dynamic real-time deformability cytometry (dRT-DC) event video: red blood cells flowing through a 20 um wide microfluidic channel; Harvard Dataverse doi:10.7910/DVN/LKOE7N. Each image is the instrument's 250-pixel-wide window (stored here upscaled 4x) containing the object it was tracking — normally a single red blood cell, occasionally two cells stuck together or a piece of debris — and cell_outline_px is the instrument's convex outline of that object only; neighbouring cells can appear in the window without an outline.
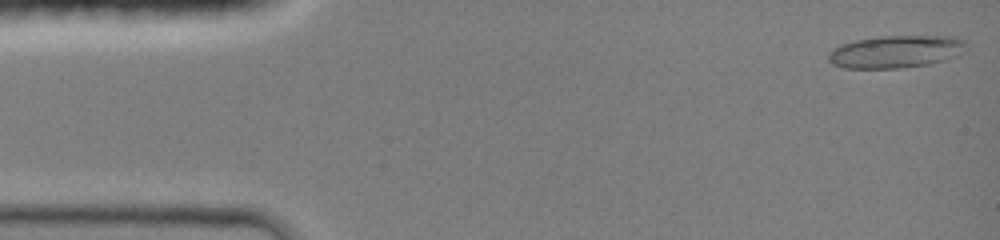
{"species": "common noctule bat (a hibernating species)", "species_latin": "Nyctalus noctula", "temperature_condition": "room temperature", "stored_images_in_passage": 38, "camera_frame_rate_fps": 3000, "um_per_image_px": 0.085, "animal": {"sex": "female", "body_mass_g": 19.0, "forearm_length_mm": 51.5}, "frame": {"image": 1, "passage_image": 1, "time_ms": 0.0, "image_size_px": [1000, 240], "cell_outline_px": [[968, 48], [952, 56], [928, 64], [900, 68], [844, 68], [832, 64], [828, 60], [828, 52], [832, 48], [840, 44], [856, 40], [880, 36], [952, 36], [964, 40], [968, 44]], "centroid_in_image_um": [76.09, 4.38], "position_along_channel_um": 8.9, "area_um2": 26.01}}
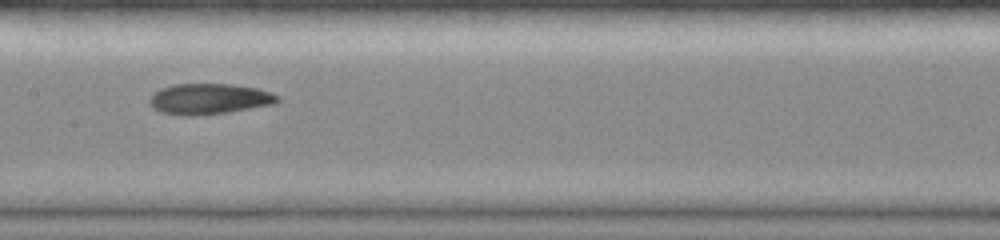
{"frame": {"image": 2, "passage_image": 22, "time_ms": 7.0, "image_size_px": [1000, 240], "cell_outline_px": [[280, 100], [272, 104], [228, 112], [196, 116], [180, 116], [160, 112], [152, 108], [148, 104], [148, 100], [160, 88], [176, 84], [232, 84], [256, 88], [272, 92], [280, 96]], "centroid_in_image_um": [17.75, 8.42], "position_along_channel_um": 189.6, "area_um2": 23.06}}
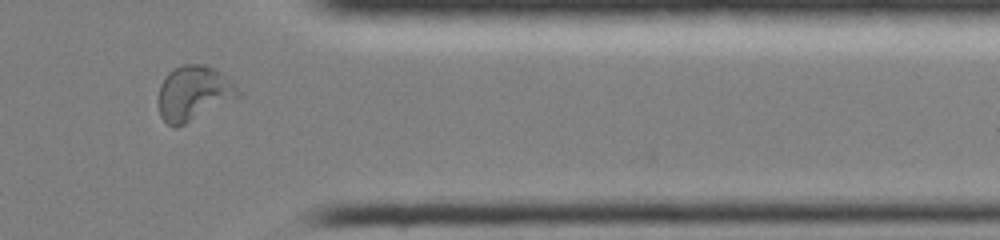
{"frame": {"image": 3, "passage_image": 37, "time_ms": 12.0, "image_size_px": [1000, 240], "cell_outline_px": [[240, 96], [176, 128], [168, 124], [160, 116], [160, 84], [168, 72], [180, 64], [204, 64], [220, 72], [240, 92]], "centroid_in_image_um": [16.42, 7.91], "position_along_channel_um": 395.0, "area_um2": 24.8}}